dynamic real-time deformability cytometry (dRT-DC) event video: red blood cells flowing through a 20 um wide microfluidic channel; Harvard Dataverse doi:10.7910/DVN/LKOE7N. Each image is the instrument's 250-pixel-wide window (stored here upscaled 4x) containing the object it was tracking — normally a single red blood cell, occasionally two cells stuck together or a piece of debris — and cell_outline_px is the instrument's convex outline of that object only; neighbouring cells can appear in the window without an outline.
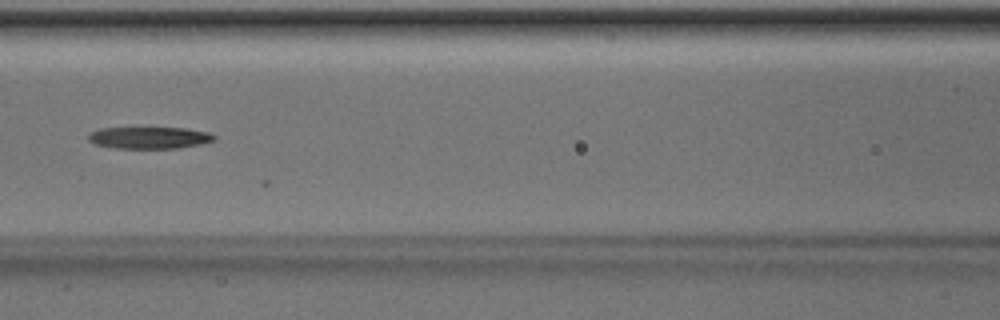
{"species": "Egyptian fruit bat (a non-hibernating species)", "species_latin": "Rousettus aegyptiacus", "temperature_condition": "room temperature", "stored_images_in_passage": 6, "camera_frame_rate_fps": 3000, "um_per_image_px": 0.085, "animal": {"sex": "male"}, "frame": {"image": 1, "passage_image": 6, "time_ms": 1.667, "image_size_px": [1000, 320], "cell_outline_px": [[216, 140], [200, 144], [180, 148], [116, 148], [96, 144], [88, 140], [88, 132], [100, 128], [188, 128], [208, 132], [216, 136]], "centroid_in_image_um": [12.7, 11.7], "position_along_channel_um": 153.9, "area_um2": 16.07}}